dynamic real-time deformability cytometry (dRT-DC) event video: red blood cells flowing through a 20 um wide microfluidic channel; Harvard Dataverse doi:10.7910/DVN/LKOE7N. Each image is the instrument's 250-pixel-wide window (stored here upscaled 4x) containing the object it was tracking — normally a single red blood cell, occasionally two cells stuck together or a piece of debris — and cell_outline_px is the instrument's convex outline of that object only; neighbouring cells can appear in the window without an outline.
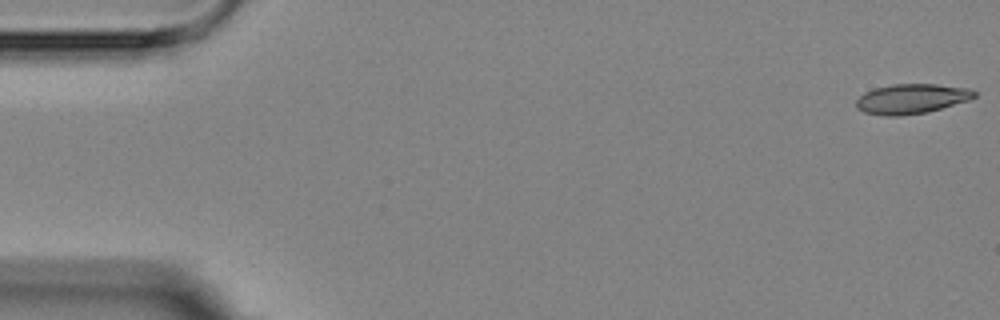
{"species": "Egyptian fruit bat (a non-hibernating species)", "species_latin": "Rousettus aegyptiacus", "temperature_condition": "room temperature", "stored_images_in_passage": 6, "camera_frame_rate_fps": 3000, "um_per_image_px": 0.085, "animal": {"sex": "female"}, "frame": {"image": 1, "passage_image": 1, "time_ms": 0.0, "image_size_px": [1000, 320], "cell_outline_px": [[976, 96], [968, 100], [928, 112], [900, 116], [884, 116], [864, 112], [856, 108], [856, 100], [864, 92], [876, 88], [892, 84], [936, 84], [968, 88], [976, 92]], "centroid_in_image_um": [77.45, 8.4], "position_along_channel_um": 7.5, "area_um2": 20.52}}